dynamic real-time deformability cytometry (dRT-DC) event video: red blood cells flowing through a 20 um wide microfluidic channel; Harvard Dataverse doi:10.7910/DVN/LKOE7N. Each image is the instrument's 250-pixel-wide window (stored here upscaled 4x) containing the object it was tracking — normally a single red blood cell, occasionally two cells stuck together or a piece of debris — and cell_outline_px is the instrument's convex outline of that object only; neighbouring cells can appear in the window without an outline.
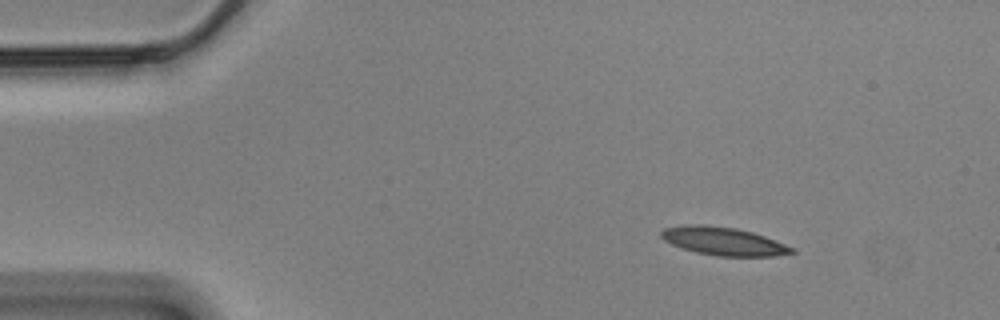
{"species": "Egyptian fruit bat (a non-hibernating species)", "species_latin": "Rousettus aegyptiacus", "temperature_condition": "cold", "stored_images_in_passage": 49, "camera_frame_rate_fps": 3000, "um_per_image_px": 0.085, "animal": {"sex": "male"}, "frame": {"image": 1, "passage_image": 1, "time_ms": 0.0, "image_size_px": [1000, 320], "cell_outline_px": [[796, 252], [776, 256], [716, 256], [696, 252], [680, 248], [664, 240], [660, 236], [660, 232], [664, 228], [684, 224], [704, 224], [736, 228], [752, 232], [776, 240], [796, 248]], "centroid_in_image_um": [61.49, 20.5], "position_along_channel_um": 23.5, "area_um2": 21.68}}
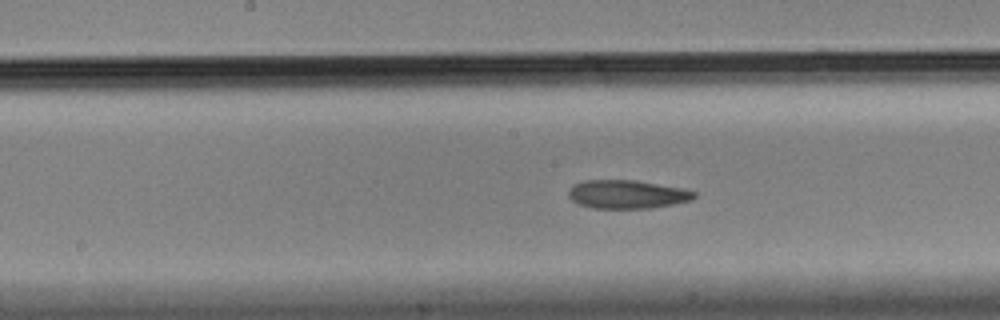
{"frame": {"image": 2, "passage_image": 22, "time_ms": 7.0, "image_size_px": [1000, 320], "cell_outline_px": [[696, 196], [692, 200], [676, 204], [652, 208], [592, 208], [580, 204], [572, 200], [568, 196], [568, 192], [576, 184], [584, 180], [632, 180], [684, 188], [696, 192]], "centroid_in_image_um": [53.35, 16.52], "position_along_channel_um": 194.8, "area_um2": 20.81}}
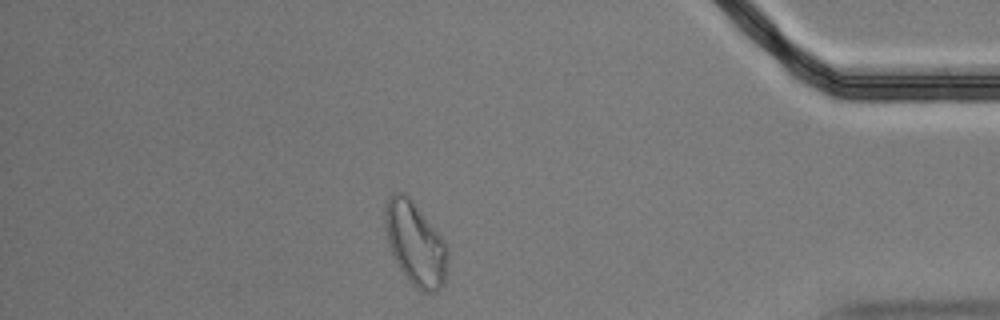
{"frame": {"image": 3, "passage_image": 43, "time_ms": 14.0, "image_size_px": [1000, 320], "cell_outline_px": [[448, 264], [444, 284], [436, 292], [420, 292], [404, 276], [392, 256], [388, 244], [384, 228], [384, 208], [392, 192], [404, 192], [412, 200], [448, 244]], "centroid_in_image_um": [35.3, 20.73], "position_along_channel_um": 399.9, "area_um2": 30.98}, "authors_computed_cell_mechanics": {"area_um2": 21.675, "velocity_mm_per_s": 3.4592, "shape_relaxation_time_tau1_ms": null, "shape_relaxation_time_tau2_ms": 3.679, "deformation_change_tau1": null, "deformation_change_tau2": 0.1077}}